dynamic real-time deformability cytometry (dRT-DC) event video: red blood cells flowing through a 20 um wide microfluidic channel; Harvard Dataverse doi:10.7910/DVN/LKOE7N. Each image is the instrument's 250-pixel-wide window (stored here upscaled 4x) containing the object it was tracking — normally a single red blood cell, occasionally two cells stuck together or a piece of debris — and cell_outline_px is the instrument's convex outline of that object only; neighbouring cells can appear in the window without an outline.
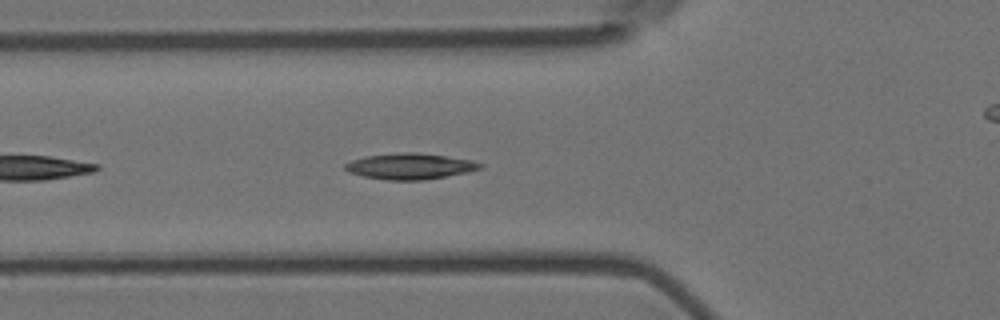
{"species": "Egyptian fruit bat (a non-hibernating species)", "species_latin": "Rousettus aegyptiacus", "temperature_condition": "room temperature", "stored_images_in_passage": 27, "camera_frame_rate_fps": 3000, "um_per_image_px": 0.085, "animal": {"sex": "female"}, "frame": {"image": 1, "passage_image": 6, "time_ms": 1.667, "image_size_px": [1000, 320], "cell_outline_px": [[484, 168], [468, 172], [424, 180], [388, 180], [364, 176], [348, 172], [344, 168], [344, 164], [352, 160], [364, 156], [400, 152], [416, 152], [472, 160], [484, 164]], "centroid_in_image_um": [34.86, 14.13], "position_along_channel_um": 90.9, "area_um2": 20.46}}
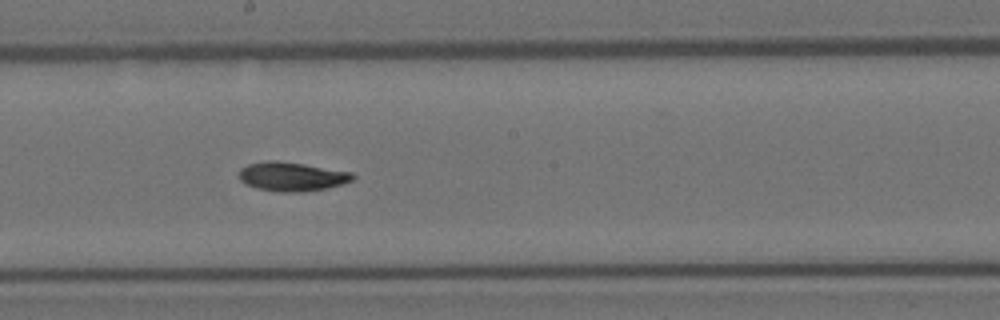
{"frame": {"image": 2, "passage_image": 17, "time_ms": 5.333, "image_size_px": [1000, 320], "cell_outline_px": [[356, 176], [352, 180], [340, 184], [324, 188], [300, 192], [280, 192], [256, 188], [240, 180], [240, 168], [248, 164], [268, 160], [276, 160], [304, 164], [352, 172]], "centroid_in_image_um": [24.79, 14.99], "position_along_channel_um": 223.4, "area_um2": 19.02}}
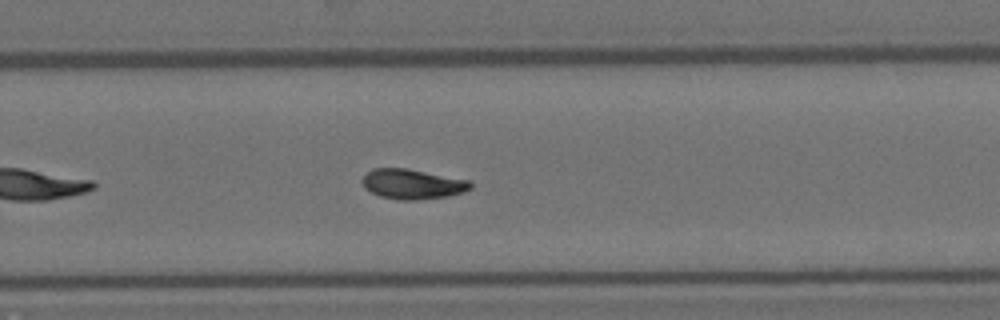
{"frame": {"image": 3, "passage_image": 23, "time_ms": 7.333, "image_size_px": [1000, 320], "cell_outline_px": [[472, 188], [464, 192], [448, 196], [416, 200], [400, 200], [380, 196], [364, 188], [360, 180], [372, 168], [408, 168], [472, 180]], "centroid_in_image_um": [35.08, 15.63], "position_along_channel_um": 294.7, "area_um2": 19.19}}